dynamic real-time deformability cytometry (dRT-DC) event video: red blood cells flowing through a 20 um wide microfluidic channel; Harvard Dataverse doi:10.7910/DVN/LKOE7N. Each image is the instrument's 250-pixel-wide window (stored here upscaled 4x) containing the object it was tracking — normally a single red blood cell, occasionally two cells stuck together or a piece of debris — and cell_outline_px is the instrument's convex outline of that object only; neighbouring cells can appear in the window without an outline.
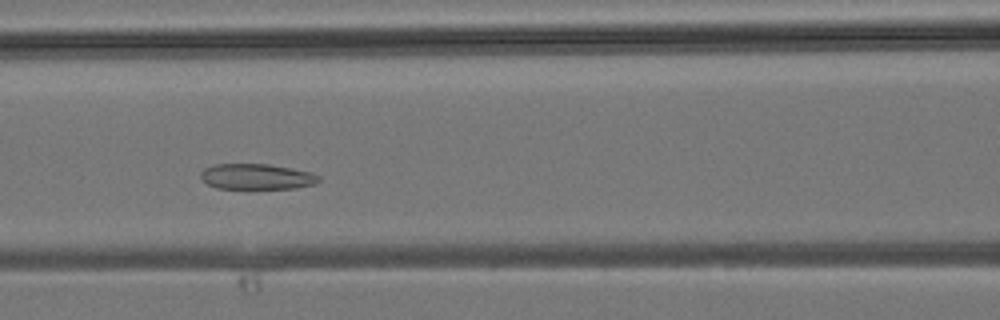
{"species": "common noctule bat (a hibernating species)", "species_latin": "Nyctalus noctula", "temperature_condition": "room temperature", "stored_images_in_passage": 27, "camera_frame_rate_fps": 3000, "um_per_image_px": 0.085, "animal": {"sex": "male", "body_mass_g": 19.2, "forearm_length_mm": 51.8}, "frame": {"image": 1, "passage_image": 12, "time_ms": 3.667, "image_size_px": [1000, 320], "cell_outline_px": [[320, 180], [312, 184], [296, 188], [216, 188], [208, 184], [200, 176], [200, 172], [204, 168], [212, 164], [268, 164], [292, 168], [312, 172], [320, 176]], "centroid_in_image_um": [21.81, 15.0], "position_along_channel_um": 144.8, "area_um2": 17.57}}
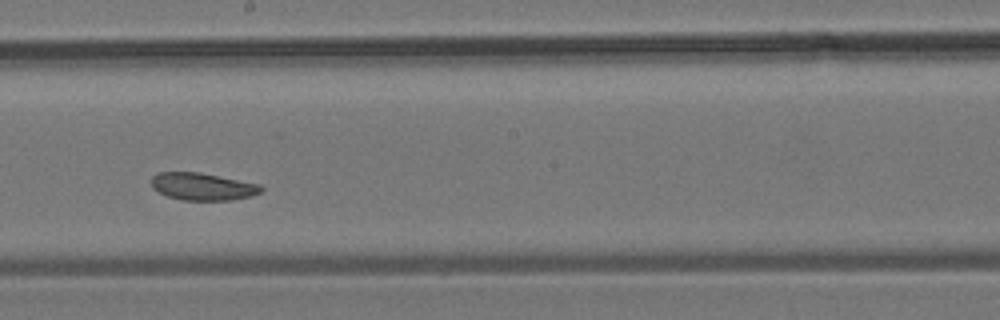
{"frame": {"image": 2, "passage_image": 17, "time_ms": 5.333, "image_size_px": [1000, 320], "cell_outline_px": [[264, 188], [260, 192], [252, 196], [232, 200], [184, 200], [168, 196], [152, 188], [152, 176], [156, 172], [200, 172], [260, 184]], "centroid_in_image_um": [17.24, 15.85], "position_along_channel_um": 231.0, "area_um2": 17.51}}
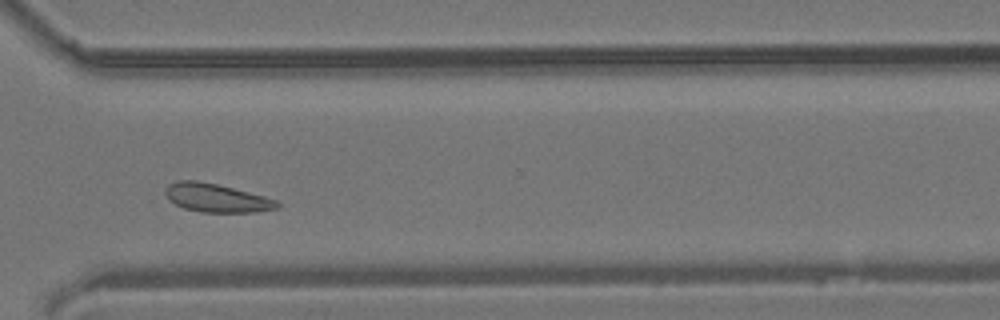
{"frame": {"image": 3, "passage_image": 24, "time_ms": 7.667, "image_size_px": [1000, 320], "cell_outline_px": [[280, 208], [252, 212], [200, 212], [184, 208], [168, 200], [164, 192], [164, 188], [168, 184], [176, 180], [196, 180], [216, 184], [264, 196], [276, 200], [280, 204]], "centroid_in_image_um": [18.35, 16.82], "position_along_channel_um": 352.2, "area_um2": 18.55}}